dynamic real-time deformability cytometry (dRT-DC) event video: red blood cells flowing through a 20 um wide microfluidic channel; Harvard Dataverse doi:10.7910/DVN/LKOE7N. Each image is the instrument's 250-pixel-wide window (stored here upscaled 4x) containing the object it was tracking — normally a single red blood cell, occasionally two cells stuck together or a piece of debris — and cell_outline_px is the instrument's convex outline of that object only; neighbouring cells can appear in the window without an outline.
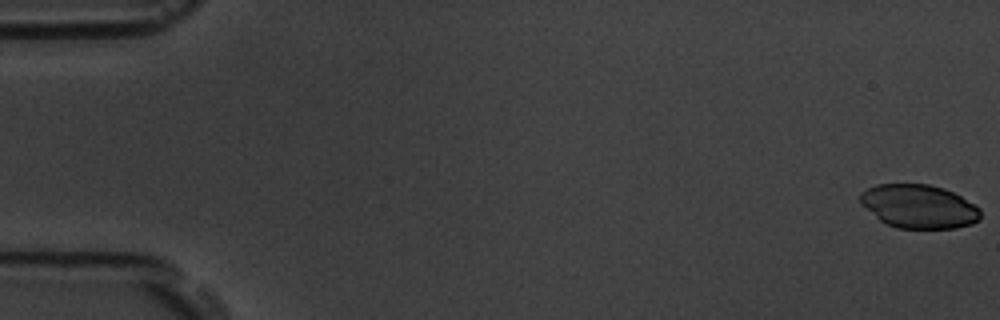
{"species": "common noctule bat (a hibernating species)", "species_latin": "Nyctalus noctula", "temperature_condition": "room temperature", "stored_images_in_passage": 56, "camera_frame_rate_fps": 3000, "um_per_image_px": 0.085, "animal": {"sex": "male", "body_mass_g": 19.5, "forearm_length_mm": 54.6}, "frame": {"image": 1, "passage_image": 1, "time_ms": 0.0, "image_size_px": [1000, 320], "cell_outline_px": [[980, 220], [972, 224], [956, 228], [896, 228], [880, 220], [860, 204], [860, 192], [876, 184], [928, 184], [944, 188], [960, 196], [980, 208]], "centroid_in_image_um": [78.1, 17.54], "position_along_channel_um": 6.9, "area_um2": 30.58}}